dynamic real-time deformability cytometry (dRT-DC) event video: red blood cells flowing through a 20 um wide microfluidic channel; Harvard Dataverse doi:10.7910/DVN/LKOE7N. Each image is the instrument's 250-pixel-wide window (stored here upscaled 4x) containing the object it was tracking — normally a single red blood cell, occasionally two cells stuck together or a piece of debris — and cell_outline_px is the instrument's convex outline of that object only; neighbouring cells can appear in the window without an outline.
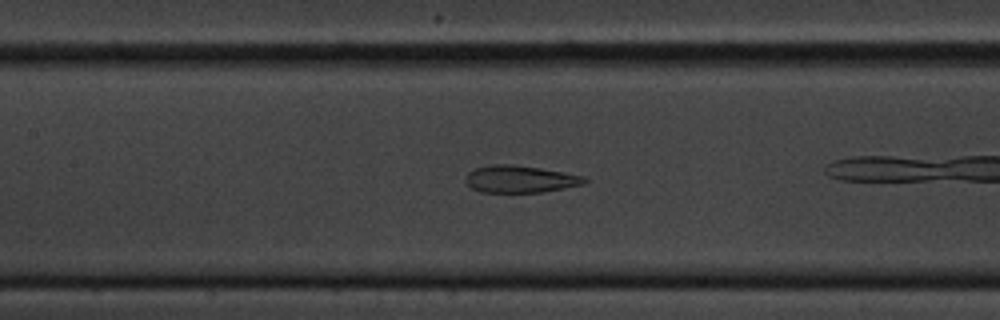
{"species": "common noctule bat (a hibernating species)", "species_latin": "Nyctalus noctula", "temperature_condition": "cold", "stored_images_in_passage": 44, "camera_frame_rate_fps": 3000, "um_per_image_px": 0.085, "animal": {"sex": "male", "body_mass_g": 20.1, "forearm_length_mm": 53.5}, "frame": {"image": 1, "passage_image": 13, "time_ms": 4.0, "image_size_px": [1000, 320], "cell_outline_px": [[588, 180], [584, 184], [544, 192], [480, 192], [472, 188], [464, 180], [468, 172], [476, 168], [492, 164], [512, 164], [540, 168], [584, 176]], "centroid_in_image_um": [44.2, 15.22], "position_along_channel_um": 163.2, "area_um2": 18.79}}
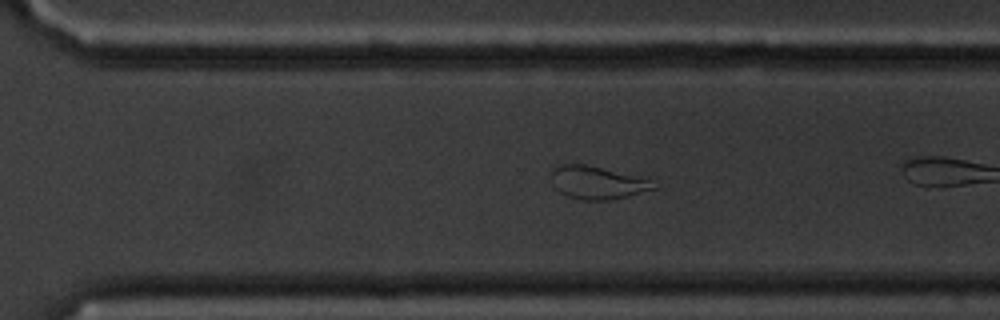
{"frame": {"image": 2, "passage_image": 27, "time_ms": 8.667, "image_size_px": [1000, 320], "cell_outline_px": [[656, 188], [628, 196], [608, 200], [584, 200], [568, 196], [560, 192], [556, 188], [552, 176], [552, 168], [556, 164], [588, 164], [648, 180]], "centroid_in_image_um": [50.69, 15.51], "position_along_channel_um": 319.9, "area_um2": 19.07}}
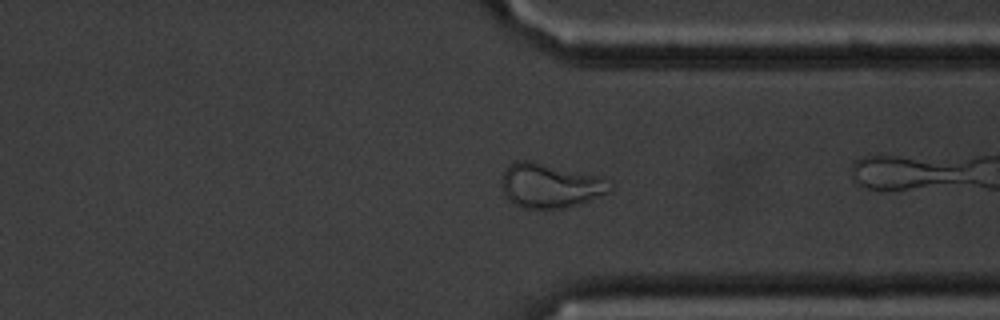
{"frame": {"image": 3, "passage_image": 31, "time_ms": 10.0, "image_size_px": [1000, 320], "cell_outline_px": [[612, 188], [608, 192], [580, 204], [564, 208], [524, 208], [512, 204], [504, 196], [500, 184], [504, 172], [508, 164], [516, 160], [532, 160], [596, 176], [604, 180]], "centroid_in_image_um": [46.65, 15.78], "position_along_channel_um": 364.7, "area_um2": 27.92}, "authors_computed_cell_mechanics": {"area_um2": 20.5768, "velocity_mm_per_s": 3.3722, "shape_relaxation_time_tau1_ms": null, "shape_relaxation_time_tau2_ms": 1.7747, "deformation_change_tau1": null, "deformation_change_tau2": 0.1054}}